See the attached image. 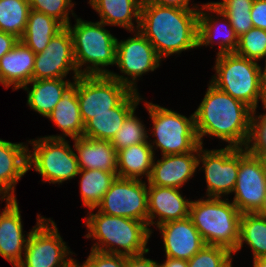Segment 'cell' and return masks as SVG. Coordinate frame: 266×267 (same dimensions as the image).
<instances>
[{"instance_id": "cell-39", "label": "cell", "mask_w": 266, "mask_h": 267, "mask_svg": "<svg viewBox=\"0 0 266 267\" xmlns=\"http://www.w3.org/2000/svg\"><path fill=\"white\" fill-rule=\"evenodd\" d=\"M82 267H126V256L91 250Z\"/></svg>"}, {"instance_id": "cell-41", "label": "cell", "mask_w": 266, "mask_h": 267, "mask_svg": "<svg viewBox=\"0 0 266 267\" xmlns=\"http://www.w3.org/2000/svg\"><path fill=\"white\" fill-rule=\"evenodd\" d=\"M142 253L139 255L126 256V267H159V263L149 258L144 257Z\"/></svg>"}, {"instance_id": "cell-20", "label": "cell", "mask_w": 266, "mask_h": 267, "mask_svg": "<svg viewBox=\"0 0 266 267\" xmlns=\"http://www.w3.org/2000/svg\"><path fill=\"white\" fill-rule=\"evenodd\" d=\"M206 9L207 12L205 11ZM209 11L211 13L214 12L215 14H217V16H210ZM219 16L224 21L223 23ZM215 35L219 37L217 38L219 39V51L217 55L235 53L238 46L239 37L236 35L228 18L223 13H221L211 2H208L206 4H203L199 9L198 47L205 45L209 46L210 44L211 46H213L212 43L214 42V38L216 37Z\"/></svg>"}, {"instance_id": "cell-14", "label": "cell", "mask_w": 266, "mask_h": 267, "mask_svg": "<svg viewBox=\"0 0 266 267\" xmlns=\"http://www.w3.org/2000/svg\"><path fill=\"white\" fill-rule=\"evenodd\" d=\"M232 203L241 213H255L266 194V175L257 156L239 148V171Z\"/></svg>"}, {"instance_id": "cell-30", "label": "cell", "mask_w": 266, "mask_h": 267, "mask_svg": "<svg viewBox=\"0 0 266 267\" xmlns=\"http://www.w3.org/2000/svg\"><path fill=\"white\" fill-rule=\"evenodd\" d=\"M243 243L250 246L253 260L266 258V218L256 213H242L240 219L239 240L236 253L243 247Z\"/></svg>"}, {"instance_id": "cell-1", "label": "cell", "mask_w": 266, "mask_h": 267, "mask_svg": "<svg viewBox=\"0 0 266 267\" xmlns=\"http://www.w3.org/2000/svg\"><path fill=\"white\" fill-rule=\"evenodd\" d=\"M209 83L202 102L194 111L200 145L203 146V136L208 135L228 142V147H246L251 133L253 110Z\"/></svg>"}, {"instance_id": "cell-13", "label": "cell", "mask_w": 266, "mask_h": 267, "mask_svg": "<svg viewBox=\"0 0 266 267\" xmlns=\"http://www.w3.org/2000/svg\"><path fill=\"white\" fill-rule=\"evenodd\" d=\"M202 162L207 184V197L222 198L233 193L239 171V148L207 150L199 145L198 166Z\"/></svg>"}, {"instance_id": "cell-46", "label": "cell", "mask_w": 266, "mask_h": 267, "mask_svg": "<svg viewBox=\"0 0 266 267\" xmlns=\"http://www.w3.org/2000/svg\"><path fill=\"white\" fill-rule=\"evenodd\" d=\"M255 213L266 218V194L263 198L262 205Z\"/></svg>"}, {"instance_id": "cell-17", "label": "cell", "mask_w": 266, "mask_h": 267, "mask_svg": "<svg viewBox=\"0 0 266 267\" xmlns=\"http://www.w3.org/2000/svg\"><path fill=\"white\" fill-rule=\"evenodd\" d=\"M147 185L148 227L152 225L158 227L170 221L189 217V208L192 200L183 197L180 189ZM157 216V221H154Z\"/></svg>"}, {"instance_id": "cell-28", "label": "cell", "mask_w": 266, "mask_h": 267, "mask_svg": "<svg viewBox=\"0 0 266 267\" xmlns=\"http://www.w3.org/2000/svg\"><path fill=\"white\" fill-rule=\"evenodd\" d=\"M154 158L155 152L149 143L134 144L118 150L117 177L142 180L145 176L148 180Z\"/></svg>"}, {"instance_id": "cell-11", "label": "cell", "mask_w": 266, "mask_h": 267, "mask_svg": "<svg viewBox=\"0 0 266 267\" xmlns=\"http://www.w3.org/2000/svg\"><path fill=\"white\" fill-rule=\"evenodd\" d=\"M126 40L117 39L116 63L123 75L110 72L108 75L123 83L131 91L138 92L136 81L147 72L160 67L161 58L147 38L139 31ZM124 75H127L124 76ZM129 76V77H128Z\"/></svg>"}, {"instance_id": "cell-32", "label": "cell", "mask_w": 266, "mask_h": 267, "mask_svg": "<svg viewBox=\"0 0 266 267\" xmlns=\"http://www.w3.org/2000/svg\"><path fill=\"white\" fill-rule=\"evenodd\" d=\"M30 10L28 0H0V31L12 34L20 40L26 29Z\"/></svg>"}, {"instance_id": "cell-49", "label": "cell", "mask_w": 266, "mask_h": 267, "mask_svg": "<svg viewBox=\"0 0 266 267\" xmlns=\"http://www.w3.org/2000/svg\"><path fill=\"white\" fill-rule=\"evenodd\" d=\"M64 267H82L80 263L77 262L76 259H73L70 261L66 266Z\"/></svg>"}, {"instance_id": "cell-40", "label": "cell", "mask_w": 266, "mask_h": 267, "mask_svg": "<svg viewBox=\"0 0 266 267\" xmlns=\"http://www.w3.org/2000/svg\"><path fill=\"white\" fill-rule=\"evenodd\" d=\"M251 19L255 28L266 30V0H254Z\"/></svg>"}, {"instance_id": "cell-43", "label": "cell", "mask_w": 266, "mask_h": 267, "mask_svg": "<svg viewBox=\"0 0 266 267\" xmlns=\"http://www.w3.org/2000/svg\"><path fill=\"white\" fill-rule=\"evenodd\" d=\"M149 3H154L160 6L176 7L183 9H200L201 5H193L191 8L189 6L190 0H147Z\"/></svg>"}, {"instance_id": "cell-15", "label": "cell", "mask_w": 266, "mask_h": 267, "mask_svg": "<svg viewBox=\"0 0 266 267\" xmlns=\"http://www.w3.org/2000/svg\"><path fill=\"white\" fill-rule=\"evenodd\" d=\"M70 71H73V80L80 76L74 61L71 33L64 27L35 55L32 80L66 78Z\"/></svg>"}, {"instance_id": "cell-29", "label": "cell", "mask_w": 266, "mask_h": 267, "mask_svg": "<svg viewBox=\"0 0 266 267\" xmlns=\"http://www.w3.org/2000/svg\"><path fill=\"white\" fill-rule=\"evenodd\" d=\"M64 26L51 16L30 10L22 41L35 54L42 52Z\"/></svg>"}, {"instance_id": "cell-25", "label": "cell", "mask_w": 266, "mask_h": 267, "mask_svg": "<svg viewBox=\"0 0 266 267\" xmlns=\"http://www.w3.org/2000/svg\"><path fill=\"white\" fill-rule=\"evenodd\" d=\"M143 0H89L88 4L99 14L100 22L120 26L133 32L138 30ZM133 19L136 21L135 24Z\"/></svg>"}, {"instance_id": "cell-23", "label": "cell", "mask_w": 266, "mask_h": 267, "mask_svg": "<svg viewBox=\"0 0 266 267\" xmlns=\"http://www.w3.org/2000/svg\"><path fill=\"white\" fill-rule=\"evenodd\" d=\"M35 53L22 41L0 59V83L8 89H21L32 81Z\"/></svg>"}, {"instance_id": "cell-27", "label": "cell", "mask_w": 266, "mask_h": 267, "mask_svg": "<svg viewBox=\"0 0 266 267\" xmlns=\"http://www.w3.org/2000/svg\"><path fill=\"white\" fill-rule=\"evenodd\" d=\"M66 78L32 80L22 89L26 90L28 106L47 118L65 92L73 85ZM29 84H32L31 90Z\"/></svg>"}, {"instance_id": "cell-6", "label": "cell", "mask_w": 266, "mask_h": 267, "mask_svg": "<svg viewBox=\"0 0 266 267\" xmlns=\"http://www.w3.org/2000/svg\"><path fill=\"white\" fill-rule=\"evenodd\" d=\"M211 83L253 111L258 107L261 84V66L257 61L235 53L217 55Z\"/></svg>"}, {"instance_id": "cell-7", "label": "cell", "mask_w": 266, "mask_h": 267, "mask_svg": "<svg viewBox=\"0 0 266 267\" xmlns=\"http://www.w3.org/2000/svg\"><path fill=\"white\" fill-rule=\"evenodd\" d=\"M144 105L153 122L151 133L156 137L152 143L149 140L153 152L159 148L162 155L184 154L194 151L200 145L194 113L187 118L158 104L145 101Z\"/></svg>"}, {"instance_id": "cell-37", "label": "cell", "mask_w": 266, "mask_h": 267, "mask_svg": "<svg viewBox=\"0 0 266 267\" xmlns=\"http://www.w3.org/2000/svg\"><path fill=\"white\" fill-rule=\"evenodd\" d=\"M232 254L233 253L225 247L205 244L190 260H188V267H220Z\"/></svg>"}, {"instance_id": "cell-24", "label": "cell", "mask_w": 266, "mask_h": 267, "mask_svg": "<svg viewBox=\"0 0 266 267\" xmlns=\"http://www.w3.org/2000/svg\"><path fill=\"white\" fill-rule=\"evenodd\" d=\"M72 140L79 169H99L107 173H117V151L111 141L84 136Z\"/></svg>"}, {"instance_id": "cell-44", "label": "cell", "mask_w": 266, "mask_h": 267, "mask_svg": "<svg viewBox=\"0 0 266 267\" xmlns=\"http://www.w3.org/2000/svg\"><path fill=\"white\" fill-rule=\"evenodd\" d=\"M159 267H188V260L166 257L164 263H159Z\"/></svg>"}, {"instance_id": "cell-19", "label": "cell", "mask_w": 266, "mask_h": 267, "mask_svg": "<svg viewBox=\"0 0 266 267\" xmlns=\"http://www.w3.org/2000/svg\"><path fill=\"white\" fill-rule=\"evenodd\" d=\"M29 235L30 232L27 235L23 233L17 198L9 199L0 212V256L16 267L23 259Z\"/></svg>"}, {"instance_id": "cell-8", "label": "cell", "mask_w": 266, "mask_h": 267, "mask_svg": "<svg viewBox=\"0 0 266 267\" xmlns=\"http://www.w3.org/2000/svg\"><path fill=\"white\" fill-rule=\"evenodd\" d=\"M28 142L33 147V151L28 150V170L38 172L42 181L62 184L79 174L78 160L69 141L41 137Z\"/></svg>"}, {"instance_id": "cell-22", "label": "cell", "mask_w": 266, "mask_h": 267, "mask_svg": "<svg viewBox=\"0 0 266 267\" xmlns=\"http://www.w3.org/2000/svg\"><path fill=\"white\" fill-rule=\"evenodd\" d=\"M132 91L118 106L110 112L96 114L84 124L83 136L97 140L111 141L120 129L123 121L137 108L142 98Z\"/></svg>"}, {"instance_id": "cell-47", "label": "cell", "mask_w": 266, "mask_h": 267, "mask_svg": "<svg viewBox=\"0 0 266 267\" xmlns=\"http://www.w3.org/2000/svg\"><path fill=\"white\" fill-rule=\"evenodd\" d=\"M253 267H266V258H257L253 260Z\"/></svg>"}, {"instance_id": "cell-33", "label": "cell", "mask_w": 266, "mask_h": 267, "mask_svg": "<svg viewBox=\"0 0 266 267\" xmlns=\"http://www.w3.org/2000/svg\"><path fill=\"white\" fill-rule=\"evenodd\" d=\"M211 3L228 18L238 37L254 27L251 19L254 0H223Z\"/></svg>"}, {"instance_id": "cell-5", "label": "cell", "mask_w": 266, "mask_h": 267, "mask_svg": "<svg viewBox=\"0 0 266 267\" xmlns=\"http://www.w3.org/2000/svg\"><path fill=\"white\" fill-rule=\"evenodd\" d=\"M241 214L228 198H200L191 201L189 208V218L205 244L222 246L232 253L239 240Z\"/></svg>"}, {"instance_id": "cell-26", "label": "cell", "mask_w": 266, "mask_h": 267, "mask_svg": "<svg viewBox=\"0 0 266 267\" xmlns=\"http://www.w3.org/2000/svg\"><path fill=\"white\" fill-rule=\"evenodd\" d=\"M47 118L63 132L61 135L44 136L51 139H76L83 136L84 123L80 115L76 88L72 85L62 96Z\"/></svg>"}, {"instance_id": "cell-9", "label": "cell", "mask_w": 266, "mask_h": 267, "mask_svg": "<svg viewBox=\"0 0 266 267\" xmlns=\"http://www.w3.org/2000/svg\"><path fill=\"white\" fill-rule=\"evenodd\" d=\"M51 218L38 214L30 231L24 259L16 267H64L73 260L72 253ZM69 255V256H68Z\"/></svg>"}, {"instance_id": "cell-12", "label": "cell", "mask_w": 266, "mask_h": 267, "mask_svg": "<svg viewBox=\"0 0 266 267\" xmlns=\"http://www.w3.org/2000/svg\"><path fill=\"white\" fill-rule=\"evenodd\" d=\"M147 200L145 181L116 177L96 209L106 215L130 218L148 225Z\"/></svg>"}, {"instance_id": "cell-16", "label": "cell", "mask_w": 266, "mask_h": 267, "mask_svg": "<svg viewBox=\"0 0 266 267\" xmlns=\"http://www.w3.org/2000/svg\"><path fill=\"white\" fill-rule=\"evenodd\" d=\"M199 146L184 154L162 155L151 169L147 182L160 187H174L180 189L193 177L198 168Z\"/></svg>"}, {"instance_id": "cell-2", "label": "cell", "mask_w": 266, "mask_h": 267, "mask_svg": "<svg viewBox=\"0 0 266 267\" xmlns=\"http://www.w3.org/2000/svg\"><path fill=\"white\" fill-rule=\"evenodd\" d=\"M198 20L199 9L160 6L143 0L138 30L164 59L198 48Z\"/></svg>"}, {"instance_id": "cell-4", "label": "cell", "mask_w": 266, "mask_h": 267, "mask_svg": "<svg viewBox=\"0 0 266 267\" xmlns=\"http://www.w3.org/2000/svg\"><path fill=\"white\" fill-rule=\"evenodd\" d=\"M66 27L71 33L78 74L108 75L111 71L105 67L116 63L117 38L104 28L105 24L82 20L76 15L75 25L70 23Z\"/></svg>"}, {"instance_id": "cell-18", "label": "cell", "mask_w": 266, "mask_h": 267, "mask_svg": "<svg viewBox=\"0 0 266 267\" xmlns=\"http://www.w3.org/2000/svg\"><path fill=\"white\" fill-rule=\"evenodd\" d=\"M157 228L163 238L166 257L190 260L205 245L189 217L164 223Z\"/></svg>"}, {"instance_id": "cell-10", "label": "cell", "mask_w": 266, "mask_h": 267, "mask_svg": "<svg viewBox=\"0 0 266 267\" xmlns=\"http://www.w3.org/2000/svg\"><path fill=\"white\" fill-rule=\"evenodd\" d=\"M83 123L96 114L110 112L132 91L109 75H81L74 80Z\"/></svg>"}, {"instance_id": "cell-48", "label": "cell", "mask_w": 266, "mask_h": 267, "mask_svg": "<svg viewBox=\"0 0 266 267\" xmlns=\"http://www.w3.org/2000/svg\"><path fill=\"white\" fill-rule=\"evenodd\" d=\"M258 157L260 162L262 163L264 174L266 175V155H255Z\"/></svg>"}, {"instance_id": "cell-31", "label": "cell", "mask_w": 266, "mask_h": 267, "mask_svg": "<svg viewBox=\"0 0 266 267\" xmlns=\"http://www.w3.org/2000/svg\"><path fill=\"white\" fill-rule=\"evenodd\" d=\"M80 192L83 206L92 211L101 203L106 191L117 177V173H107L99 169L79 170Z\"/></svg>"}, {"instance_id": "cell-36", "label": "cell", "mask_w": 266, "mask_h": 267, "mask_svg": "<svg viewBox=\"0 0 266 267\" xmlns=\"http://www.w3.org/2000/svg\"><path fill=\"white\" fill-rule=\"evenodd\" d=\"M28 2L32 10L53 17L64 27L70 24L69 12L76 17L73 9H70L75 4L72 0H28Z\"/></svg>"}, {"instance_id": "cell-35", "label": "cell", "mask_w": 266, "mask_h": 267, "mask_svg": "<svg viewBox=\"0 0 266 267\" xmlns=\"http://www.w3.org/2000/svg\"><path fill=\"white\" fill-rule=\"evenodd\" d=\"M235 54L254 61L265 58L266 64V30L253 27L241 35Z\"/></svg>"}, {"instance_id": "cell-45", "label": "cell", "mask_w": 266, "mask_h": 267, "mask_svg": "<svg viewBox=\"0 0 266 267\" xmlns=\"http://www.w3.org/2000/svg\"><path fill=\"white\" fill-rule=\"evenodd\" d=\"M263 104V108L266 110V64L265 68L262 70L261 74V84H260V97Z\"/></svg>"}, {"instance_id": "cell-42", "label": "cell", "mask_w": 266, "mask_h": 267, "mask_svg": "<svg viewBox=\"0 0 266 267\" xmlns=\"http://www.w3.org/2000/svg\"><path fill=\"white\" fill-rule=\"evenodd\" d=\"M18 41L19 39L14 35L0 31V59L8 53Z\"/></svg>"}, {"instance_id": "cell-38", "label": "cell", "mask_w": 266, "mask_h": 267, "mask_svg": "<svg viewBox=\"0 0 266 267\" xmlns=\"http://www.w3.org/2000/svg\"><path fill=\"white\" fill-rule=\"evenodd\" d=\"M256 110L252 113L251 133L246 146L253 155H266V113L257 115Z\"/></svg>"}, {"instance_id": "cell-3", "label": "cell", "mask_w": 266, "mask_h": 267, "mask_svg": "<svg viewBox=\"0 0 266 267\" xmlns=\"http://www.w3.org/2000/svg\"><path fill=\"white\" fill-rule=\"evenodd\" d=\"M91 211L84 218L89 231L85 238L98 241L91 250L125 256L149 252L146 247L152 229L145 222Z\"/></svg>"}, {"instance_id": "cell-21", "label": "cell", "mask_w": 266, "mask_h": 267, "mask_svg": "<svg viewBox=\"0 0 266 267\" xmlns=\"http://www.w3.org/2000/svg\"><path fill=\"white\" fill-rule=\"evenodd\" d=\"M28 145L0 139V199H16L15 185L28 171Z\"/></svg>"}, {"instance_id": "cell-34", "label": "cell", "mask_w": 266, "mask_h": 267, "mask_svg": "<svg viewBox=\"0 0 266 267\" xmlns=\"http://www.w3.org/2000/svg\"><path fill=\"white\" fill-rule=\"evenodd\" d=\"M145 125L135 115V110L123 121L118 132L111 140L116 151L134 144L149 143Z\"/></svg>"}, {"instance_id": "cell-50", "label": "cell", "mask_w": 266, "mask_h": 267, "mask_svg": "<svg viewBox=\"0 0 266 267\" xmlns=\"http://www.w3.org/2000/svg\"><path fill=\"white\" fill-rule=\"evenodd\" d=\"M232 259L233 257L231 256L222 266L220 267H232Z\"/></svg>"}]
</instances>
